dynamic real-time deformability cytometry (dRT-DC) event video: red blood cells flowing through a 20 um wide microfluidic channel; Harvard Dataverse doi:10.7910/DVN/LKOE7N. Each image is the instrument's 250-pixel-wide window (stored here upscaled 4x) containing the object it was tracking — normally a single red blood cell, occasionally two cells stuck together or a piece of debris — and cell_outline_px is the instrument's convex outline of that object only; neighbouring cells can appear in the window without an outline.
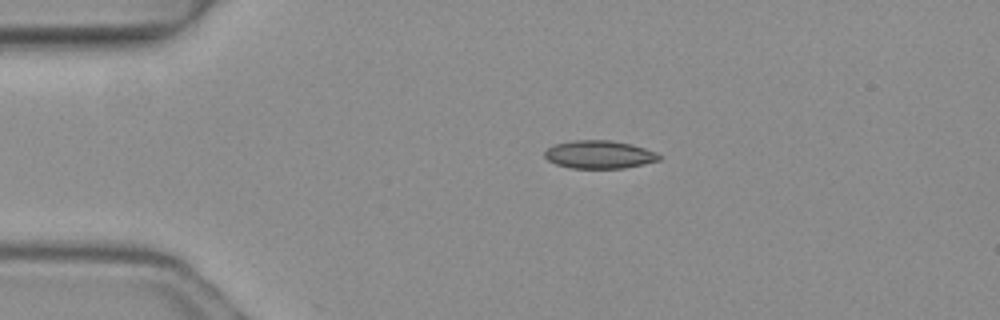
{"species": "common noctule bat (a hibernating species)", "species_latin": "Nyctalus noctula", "temperature_condition": "warm", "stored_images_in_passage": 2, "camera_frame_rate_fps": 3000, "um_per_image_px": 0.085, "animal": {"sex": "female", "body_mass_g": 19.3, "forearm_length_mm": 54.1}, "frame": {"image": 1, "passage_image": 1, "time_ms": 0.0, "image_size_px": [1000, 320], "cell_outline_px": [[660, 160], [644, 164], [624, 168], [572, 168], [556, 164], [548, 160], [544, 156], [544, 152], [548, 148], [556, 144], [576, 140], [612, 140], [632, 144], [656, 152], [660, 156]], "centroid_in_image_um": [50.95, 13.13], "position_along_channel_um": 34.0, "area_um2": 18.61}}